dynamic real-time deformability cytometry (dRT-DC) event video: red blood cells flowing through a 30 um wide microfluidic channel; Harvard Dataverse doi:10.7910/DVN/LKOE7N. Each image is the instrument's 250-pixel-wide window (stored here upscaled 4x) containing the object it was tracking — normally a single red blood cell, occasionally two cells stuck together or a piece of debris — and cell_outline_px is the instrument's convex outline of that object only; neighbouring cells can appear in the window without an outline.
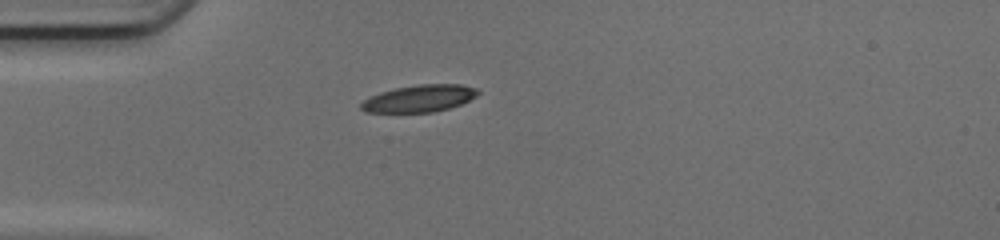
{"species": "common noctule bat (a hibernating species)", "species_latin": "Nyctalus noctula", "temperature_condition": "cold", "stored_images_in_passage": 36, "camera_frame_rate_fps": 3000, "um_per_image_px": 0.085, "animal": {"sex": "female", "body_mass_g": 17.0, "forearm_length_mm": 48.0}, "frame": {"image": 1, "passage_image": 1, "time_ms": 0.0, "image_size_px": [1000, 240], "cell_outline_px": [[480, 92], [476, 96], [460, 104], [448, 108], [432, 112], [364, 112], [360, 108], [360, 104], [364, 100], [380, 92], [396, 88], [420, 84], [460, 84], [476, 88]], "centroid_in_image_um": [35.64, 8.36], "position_along_channel_um": 49.4, "area_um2": 18.21}}
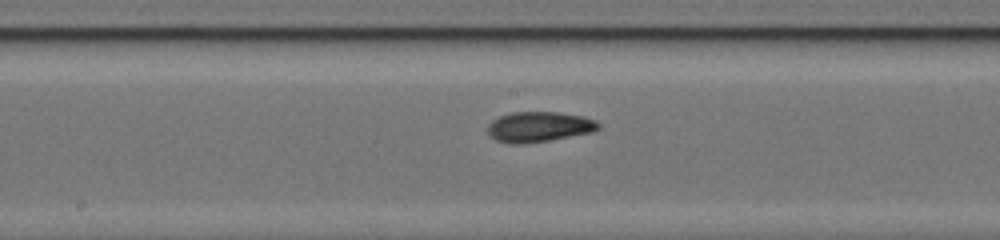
{"frame": {"image": 2, "passage_image": 13, "time_ms": 4.0, "image_size_px": [1000, 240], "cell_outline_px": [[600, 128], [592, 132], [548, 140], [524, 144], [512, 144], [496, 140], [488, 132], [488, 124], [492, 120], [500, 116], [512, 112], [556, 112], [584, 116], [596, 120], [600, 124]], "centroid_in_image_um": [45.83, 10.77], "position_along_channel_um": 202.4, "area_um2": 19.48}}
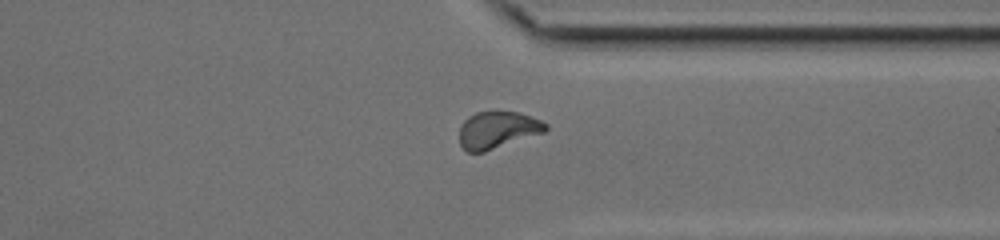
{"frame": {"image": 3, "passage_image": 25, "time_ms": 8.0, "image_size_px": [1000, 240], "cell_outline_px": [[548, 128], [544, 132], [484, 152], [468, 152], [460, 144], [460, 128], [464, 120], [468, 116], [476, 112], [496, 108], [520, 112], [540, 120], [548, 124]], "centroid_in_image_um": [42.29, 10.99], "position_along_channel_um": 369.1, "area_um2": 19.07}, "authors_computed_cell_mechanics": {"area_um2": 18.8428, "velocity_mm_per_s": 4.1903, "shape_relaxation_time_tau1_ms": 4.7934, "shape_relaxation_time_tau2_ms": 2.3322, "deformation_change_tau1": 0.1604, "deformation_change_tau2": 0.084}}